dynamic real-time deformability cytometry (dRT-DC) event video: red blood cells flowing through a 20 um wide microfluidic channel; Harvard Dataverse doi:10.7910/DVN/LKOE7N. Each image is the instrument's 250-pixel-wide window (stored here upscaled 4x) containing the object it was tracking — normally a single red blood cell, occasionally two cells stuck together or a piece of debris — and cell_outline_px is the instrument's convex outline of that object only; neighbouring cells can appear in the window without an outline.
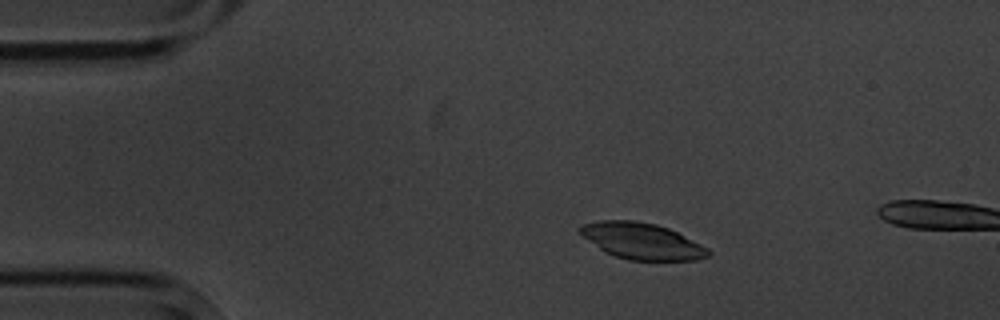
{"species": "common noctule bat (a hibernating species)", "species_latin": "Nyctalus noctula", "temperature_condition": "cold", "stored_images_in_passage": 4, "camera_frame_rate_fps": 3000, "um_per_image_px": 0.085, "animal": {"sex": "male", "body_mass_g": 20.1, "forearm_length_mm": 53.5}, "frame": {"image": 1, "passage_image": 2, "time_ms": 1.0, "image_size_px": [1000, 320], "cell_outline_px": [[712, 252], [708, 256], [696, 260], [628, 260], [604, 252], [584, 236], [576, 228], [580, 224], [600, 220], [636, 220], [656, 224], [668, 228], [708, 248]], "centroid_in_image_um": [54.54, 20.48], "position_along_channel_um": 30.5, "area_um2": 26.99}}